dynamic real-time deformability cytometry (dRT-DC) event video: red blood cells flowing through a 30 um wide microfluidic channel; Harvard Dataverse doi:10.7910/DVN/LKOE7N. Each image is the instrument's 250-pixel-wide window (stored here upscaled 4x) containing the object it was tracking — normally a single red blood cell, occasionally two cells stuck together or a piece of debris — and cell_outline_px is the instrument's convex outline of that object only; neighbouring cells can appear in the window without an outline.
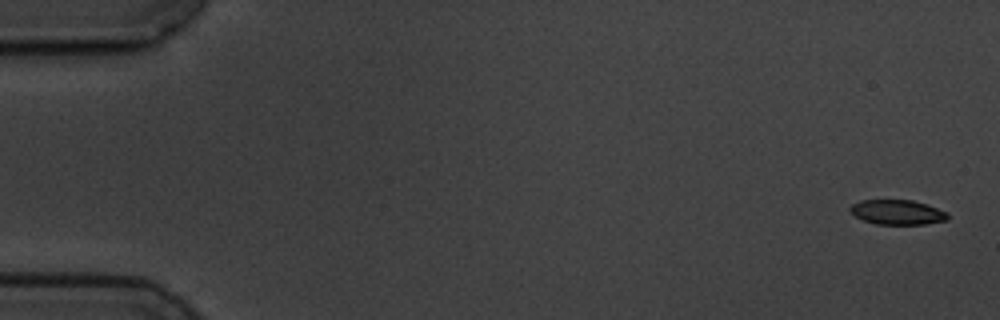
{"species": "common noctule bat (a hibernating species)", "species_latin": "Nyctalus noctula", "temperature_condition": "cold", "stored_images_in_passage": 5, "camera_frame_rate_fps": 3000, "um_per_image_px": 0.085, "animal": {"sex": "male", "body_mass_g": 19.5, "forearm_length_mm": 54.6}, "frame": {"image": 1, "passage_image": 1, "time_ms": 0.0, "image_size_px": [1000, 320], "cell_outline_px": [[948, 220], [924, 224], [876, 224], [864, 220], [856, 216], [848, 208], [852, 204], [860, 200], [912, 200], [928, 204], [948, 212]], "centroid_in_image_um": [76.3, 18.03], "position_along_channel_um": 8.7, "area_um2": 14.1}}
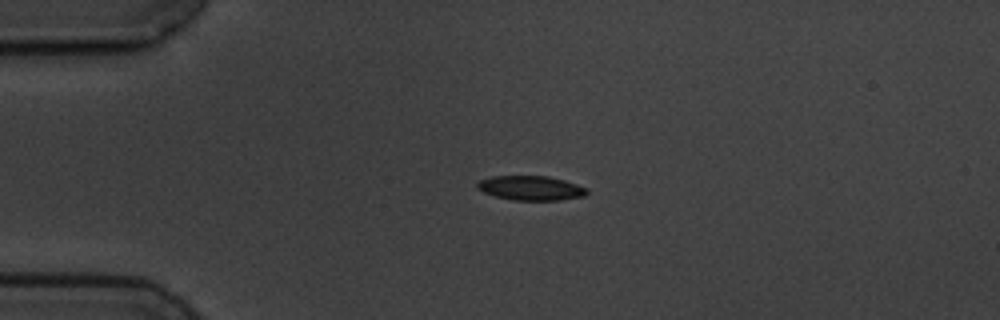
{"frame": {"image": 2, "passage_image": 4, "time_ms": 4.0, "image_size_px": [1000, 320], "cell_outline_px": [[588, 192], [584, 196], [560, 200], [512, 200], [496, 196], [484, 192], [476, 188], [476, 184], [480, 180], [492, 176], [548, 176], [564, 180], [588, 188]], "centroid_in_image_um": [45.13, 15.98], "position_along_channel_um": 39.9, "area_um2": 15.61}}